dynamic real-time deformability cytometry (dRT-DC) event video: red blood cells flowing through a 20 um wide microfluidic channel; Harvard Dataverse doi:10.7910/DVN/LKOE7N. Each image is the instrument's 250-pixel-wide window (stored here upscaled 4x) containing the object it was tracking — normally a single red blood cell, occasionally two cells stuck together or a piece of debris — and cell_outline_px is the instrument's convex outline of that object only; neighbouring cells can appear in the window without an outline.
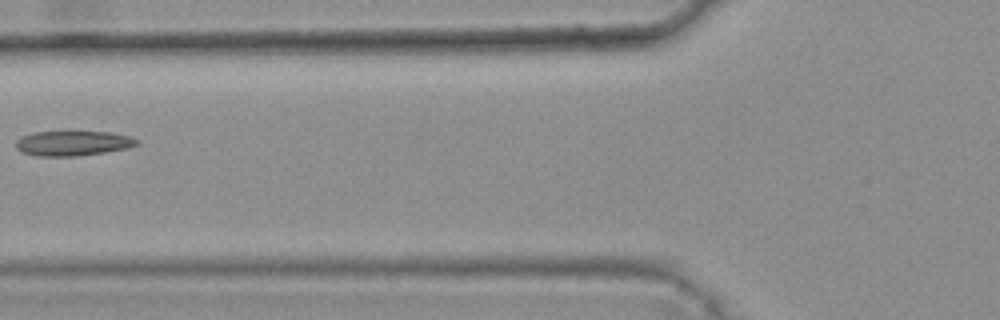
{"species": "common noctule bat (a hibernating species)", "species_latin": "Nyctalus noctula", "temperature_condition": "warm", "stored_images_in_passage": 6, "camera_frame_rate_fps": 3000, "um_per_image_px": 0.085, "animal": {"sex": "female", "body_mass_g": 25.1}, "frame": {"image": 1, "passage_image": 5, "time_ms": 1.333, "image_size_px": [1000, 320], "cell_outline_px": [[140, 144], [124, 148], [104, 152], [76, 156], [36, 156], [20, 152], [16, 148], [16, 140], [20, 136], [32, 132], [68, 128], [108, 132], [128, 136], [140, 140]], "centroid_in_image_um": [6.12, 12.11], "position_along_channel_um": 119.7, "area_um2": 18.61}}
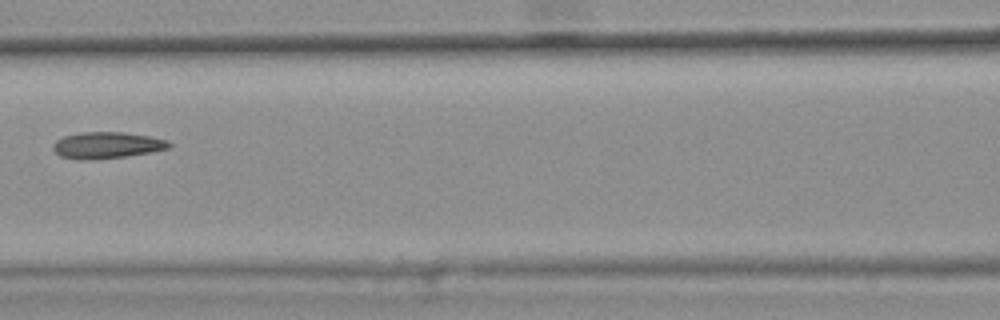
{"frame": {"image": 2, "passage_image": 6, "time_ms": 1.667, "image_size_px": [1000, 320], "cell_outline_px": [[172, 144], [168, 148], [152, 152], [124, 156], [88, 160], [76, 160], [60, 156], [52, 148], [52, 144], [56, 140], [64, 136], [80, 132], [124, 132], [148, 136], [168, 140]], "centroid_in_image_um": [9.05, 12.34], "position_along_channel_um": 157.5, "area_um2": 17.92}}